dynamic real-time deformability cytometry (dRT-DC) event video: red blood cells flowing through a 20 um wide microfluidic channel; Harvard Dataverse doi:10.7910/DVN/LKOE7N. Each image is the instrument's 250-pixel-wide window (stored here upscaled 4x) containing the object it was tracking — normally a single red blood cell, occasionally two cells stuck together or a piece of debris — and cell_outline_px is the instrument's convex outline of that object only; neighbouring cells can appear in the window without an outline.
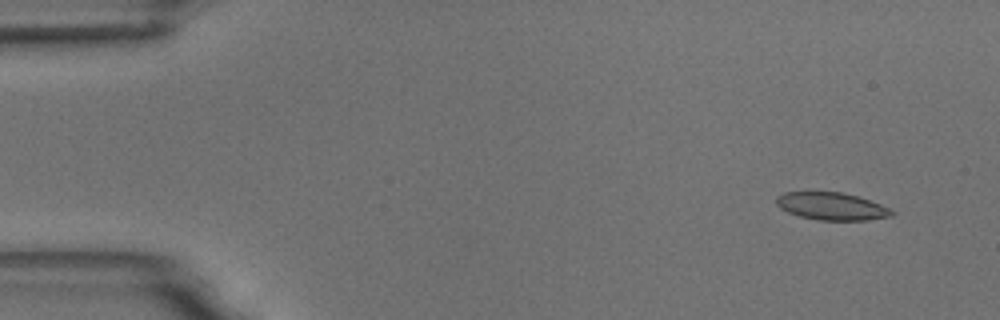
{"species": "common noctule bat (a hibernating species)", "species_latin": "Nyctalus noctula", "temperature_condition": "room temperature", "stored_images_in_passage": 9, "camera_frame_rate_fps": 3000, "um_per_image_px": 0.085, "animal": {"sex": "male", "body_mass_g": 18.8}, "frame": {"image": 1, "passage_image": 2, "time_ms": 1.0, "image_size_px": [1000, 320], "cell_outline_px": [[896, 212], [892, 216], [868, 220], [820, 220], [800, 216], [788, 212], [780, 208], [776, 204], [776, 196], [784, 192], [844, 192], [860, 196], [880, 204]], "centroid_in_image_um": [70.7, 17.52], "position_along_channel_um": 14.3, "area_um2": 18.61}}
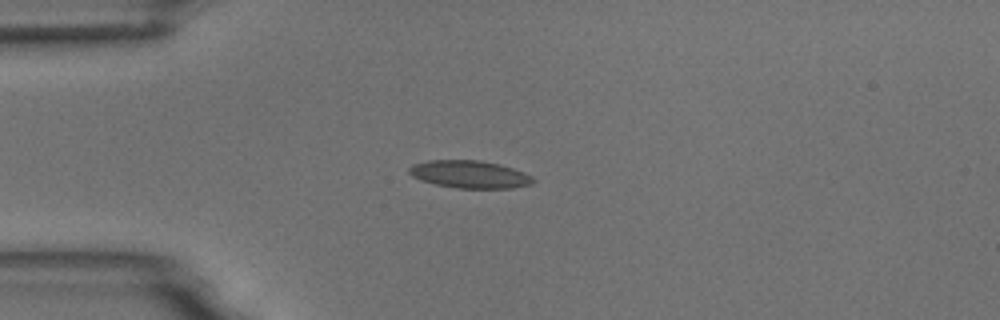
{"frame": {"image": 2, "passage_image": 4, "time_ms": 4.333, "image_size_px": [1000, 320], "cell_outline_px": [[536, 180], [532, 184], [512, 188], [456, 188], [436, 184], [420, 180], [412, 176], [408, 172], [408, 168], [412, 164], [428, 160], [480, 160], [500, 164], [524, 172], [532, 176]], "centroid_in_image_um": [39.92, 14.81], "position_along_channel_um": 45.1, "area_um2": 20.06}}
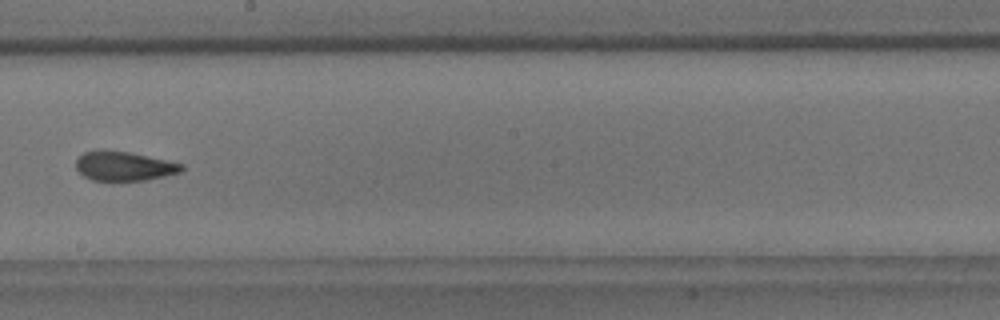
{"frame": {"image": 3, "passage_image": 9, "time_ms": 10.0, "image_size_px": [1000, 320], "cell_outline_px": [[184, 168], [180, 172], [164, 176], [144, 180], [92, 180], [84, 176], [76, 168], [76, 160], [84, 152], [128, 152], [184, 164]], "centroid_in_image_um": [10.57, 14.15], "position_along_channel_um": 237.6, "area_um2": 17.34}}